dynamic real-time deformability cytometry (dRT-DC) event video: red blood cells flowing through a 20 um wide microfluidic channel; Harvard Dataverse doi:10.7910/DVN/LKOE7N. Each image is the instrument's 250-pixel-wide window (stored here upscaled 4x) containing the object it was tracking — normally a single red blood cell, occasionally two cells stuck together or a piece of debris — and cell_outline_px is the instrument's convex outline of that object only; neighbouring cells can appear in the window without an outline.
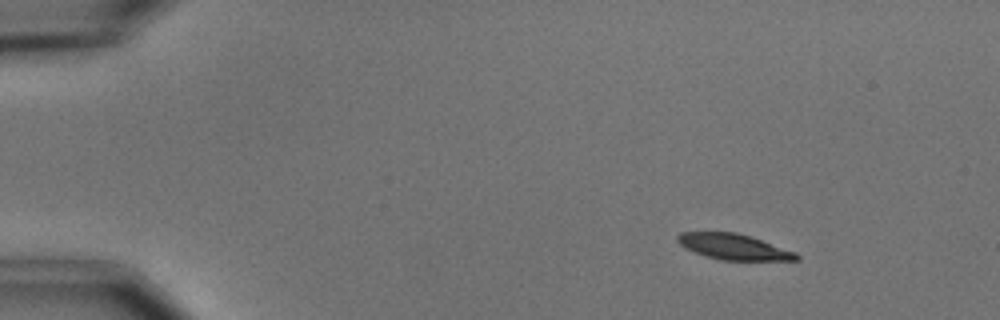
{"species": "common noctule bat (a hibernating species)", "species_latin": "Nyctalus noctula", "temperature_condition": "cold", "stored_images_in_passage": 9, "camera_frame_rate_fps": 3000, "um_per_image_px": 0.085, "animal": {"sex": "male", "body_mass_g": 15.6}, "frame": {"image": 1, "passage_image": 2, "time_ms": 1.0, "image_size_px": [1000, 320], "cell_outline_px": [[800, 260], [720, 260], [684, 248], [676, 240], [676, 236], [680, 232], [736, 232], [796, 252], [800, 256]], "centroid_in_image_um": [62.34, 20.97], "position_along_channel_um": 22.7, "area_um2": 17.57}}
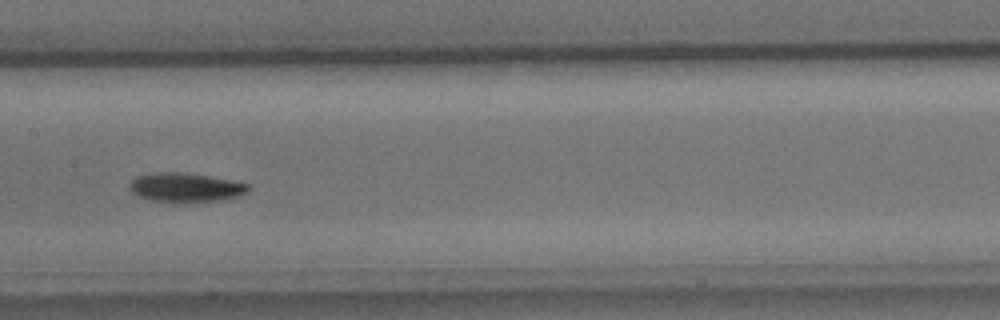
{"frame": {"image": 2, "passage_image": 8, "time_ms": 8.0, "image_size_px": [1000, 320], "cell_outline_px": [[252, 184], [248, 192], [240, 196], [224, 200], [152, 200], [136, 196], [128, 188], [128, 184], [136, 176], [156, 172], [184, 172], [208, 176]], "centroid_in_image_um": [15.78, 15.9], "position_along_channel_um": 191.6, "area_um2": 19.83}}
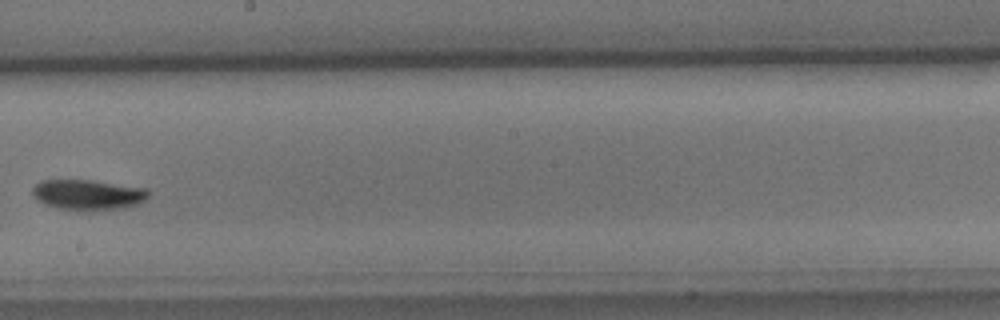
{"frame": {"image": 3, "passage_image": 9, "time_ms": 9.333, "image_size_px": [1000, 320], "cell_outline_px": [[148, 196], [140, 204], [128, 208], [84, 212], [80, 212], [56, 208], [44, 204], [36, 200], [32, 192], [32, 188], [40, 180], [92, 180], [148, 188]], "centroid_in_image_um": [7.48, 16.58], "position_along_channel_um": 240.7, "area_um2": 21.21}}